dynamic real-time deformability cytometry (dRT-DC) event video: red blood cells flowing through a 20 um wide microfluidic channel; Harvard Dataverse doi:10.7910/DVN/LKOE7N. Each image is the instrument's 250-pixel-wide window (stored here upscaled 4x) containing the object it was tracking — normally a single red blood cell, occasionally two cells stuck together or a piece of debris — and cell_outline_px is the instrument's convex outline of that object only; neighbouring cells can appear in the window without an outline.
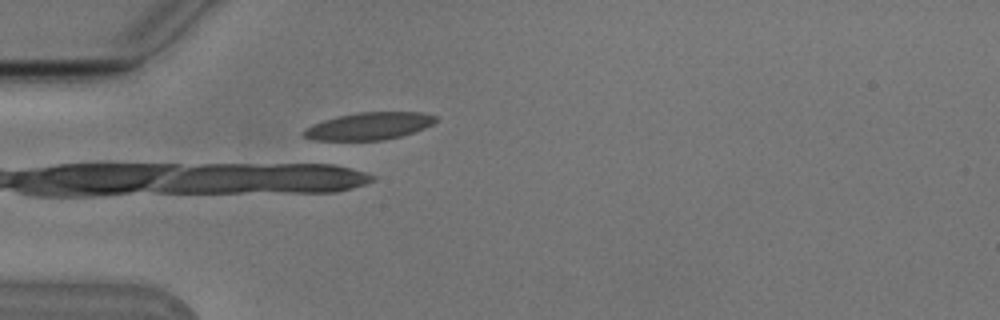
{"species": "Egyptian fruit bat (a non-hibernating species)", "species_latin": "Rousettus aegyptiacus", "temperature_condition": "cold", "stored_images_in_passage": 1, "camera_frame_rate_fps": 3000, "um_per_image_px": 0.085, "animal": {"sex": "male"}, "frame": {"image": 1, "passage_image": 1, "time_ms": 0.0, "image_size_px": [1000, 320], "cell_outline_px": [[436, 120], [432, 124], [424, 128], [400, 136], [384, 140], [316, 140], [304, 136], [300, 132], [304, 128], [312, 124], [336, 116], [356, 112], [420, 112], [436, 116]], "centroid_in_image_um": [31.31, 10.71], "position_along_channel_um": 53.7, "area_um2": 20.98}}